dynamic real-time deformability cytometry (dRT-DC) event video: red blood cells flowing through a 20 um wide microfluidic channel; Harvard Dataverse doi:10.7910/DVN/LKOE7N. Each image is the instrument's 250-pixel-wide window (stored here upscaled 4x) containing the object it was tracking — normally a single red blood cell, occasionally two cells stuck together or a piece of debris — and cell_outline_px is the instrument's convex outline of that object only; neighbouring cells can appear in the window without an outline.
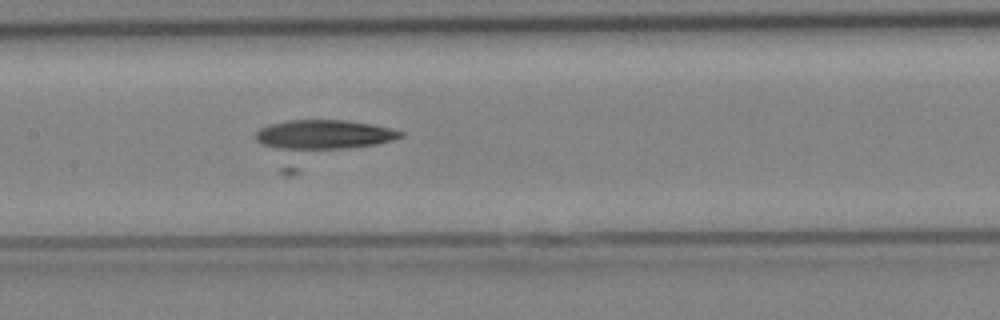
{"species": "Egyptian fruit bat (a non-hibernating species)", "species_latin": "Rousettus aegyptiacus", "temperature_condition": "cold", "stored_images_in_passage": 30, "segment_of_instrument_passage": [1, 2], "camera_frame_rate_fps": 3000, "um_per_image_px": 0.085, "animal": {"sex": "female"}, "frame": {"image": 1, "passage_image": 10, "time_ms": 3.0, "image_size_px": [1000, 320], "cell_outline_px": [[404, 136], [396, 140], [292, 176], [284, 176], [280, 172], [256, 140], [256, 132], [260, 128], [268, 124], [288, 120], [344, 120], [372, 124], [404, 132]], "centroid_in_image_um": [27.11, 12.09], "position_along_channel_um": 180.3, "area_um2": 37.45}}
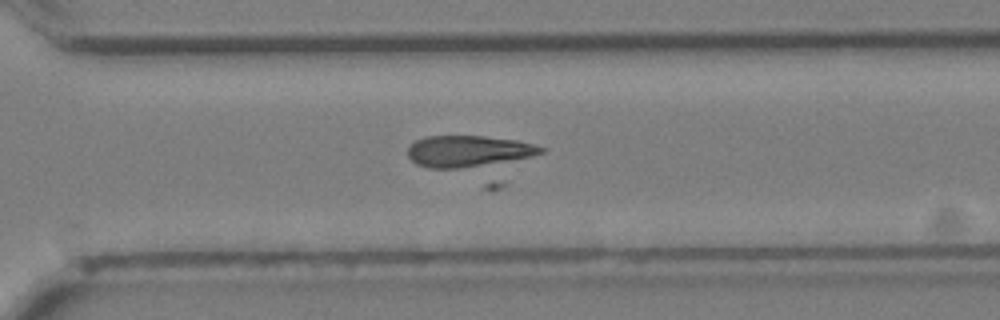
{"frame": {"image": 2, "passage_image": 18, "time_ms": 5.667, "image_size_px": [1000, 320], "cell_outline_px": [[544, 152], [532, 156], [460, 168], [428, 168], [416, 164], [408, 156], [408, 148], [416, 140], [428, 136], [484, 136], [516, 140], [532, 144], [544, 148]], "centroid_in_image_um": [39.75, 12.84], "position_along_channel_um": 330.8, "area_um2": 23.81}}
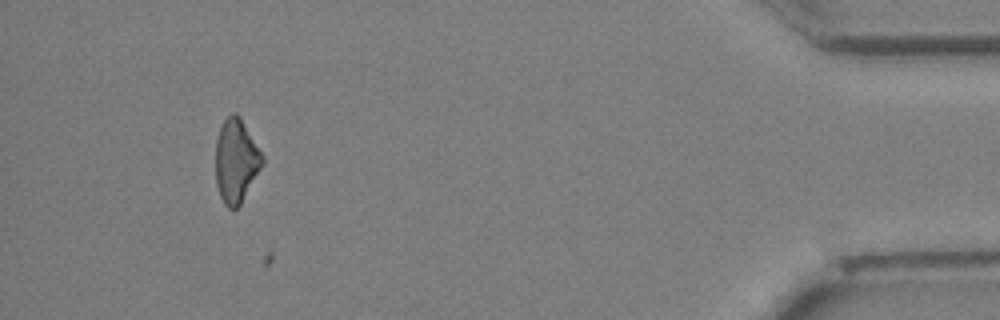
{"frame": {"image": 3, "passage_image": 26, "time_ms": 8.333, "image_size_px": [1000, 320], "cell_outline_px": [[264, 164], [240, 204], [236, 208], [228, 208], [224, 204], [220, 196], [216, 184], [216, 140], [220, 128], [224, 120], [232, 112], [236, 112], [240, 116], [264, 156]], "centroid_in_image_um": [20.07, 13.66], "position_along_channel_um": 415.1, "area_um2": 22.83}}